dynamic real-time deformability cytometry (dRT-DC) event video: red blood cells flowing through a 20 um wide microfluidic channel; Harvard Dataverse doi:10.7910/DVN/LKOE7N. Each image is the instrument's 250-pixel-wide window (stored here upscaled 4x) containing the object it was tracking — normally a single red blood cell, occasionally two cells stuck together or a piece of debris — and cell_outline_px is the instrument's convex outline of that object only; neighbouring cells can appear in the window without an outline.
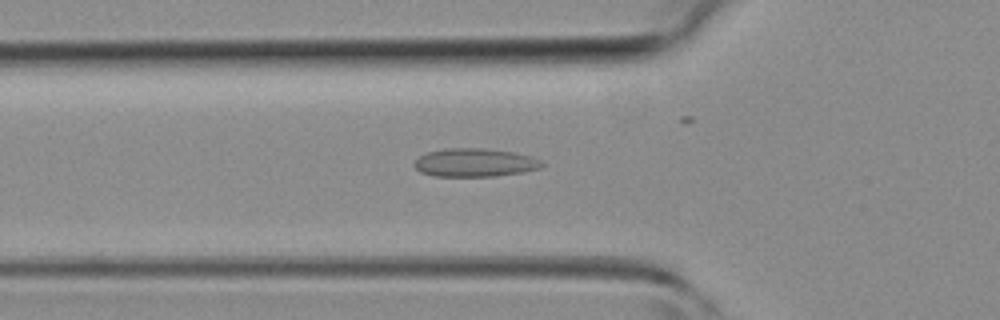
{"species": "common noctule bat (a hibernating species)", "species_latin": "Nyctalus noctula", "temperature_condition": "room temperature", "stored_images_in_passage": 37, "camera_frame_rate_fps": 3000, "um_per_image_px": 0.085, "animal": {"sex": "female", "body_mass_g": 19.3, "forearm_length_mm": 54.1}, "frame": {"image": 1, "passage_image": 13, "time_ms": 4.0, "image_size_px": [1000, 320], "cell_outline_px": [[544, 164], [540, 168], [524, 172], [496, 176], [432, 176], [420, 172], [412, 164], [420, 156], [428, 152], [448, 148], [484, 148], [512, 152], [528, 156], [540, 160]], "centroid_in_image_um": [40.33, 13.83], "position_along_channel_um": 85.5, "area_um2": 20.98}}
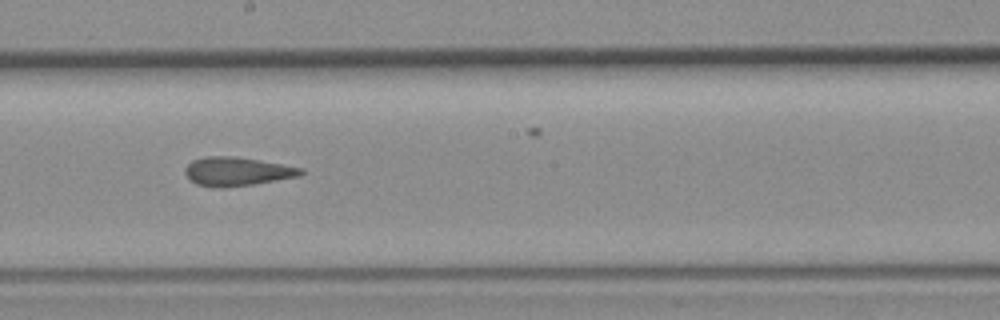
{"frame": {"image": 2, "passage_image": 22, "time_ms": 7.0, "image_size_px": [1000, 320], "cell_outline_px": [[304, 172], [300, 176], [252, 184], [220, 188], [196, 184], [184, 172], [184, 168], [192, 160], [208, 156], [236, 156], [260, 160], [304, 168]], "centroid_in_image_um": [20.16, 14.56], "position_along_channel_um": 228.0, "area_um2": 19.31}}
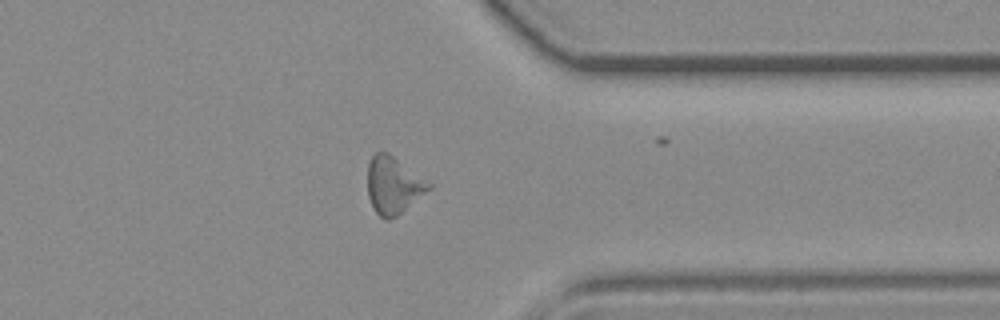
{"frame": {"image": 3, "passage_image": 32, "time_ms": 10.333, "image_size_px": [1000, 320], "cell_outline_px": [[432, 188], [396, 216], [388, 220], [384, 220], [376, 212], [368, 196], [368, 164], [372, 156], [376, 152], [388, 152], [432, 184]], "centroid_in_image_um": [33.43, 15.74], "position_along_channel_um": 378.0, "area_um2": 20.11}}